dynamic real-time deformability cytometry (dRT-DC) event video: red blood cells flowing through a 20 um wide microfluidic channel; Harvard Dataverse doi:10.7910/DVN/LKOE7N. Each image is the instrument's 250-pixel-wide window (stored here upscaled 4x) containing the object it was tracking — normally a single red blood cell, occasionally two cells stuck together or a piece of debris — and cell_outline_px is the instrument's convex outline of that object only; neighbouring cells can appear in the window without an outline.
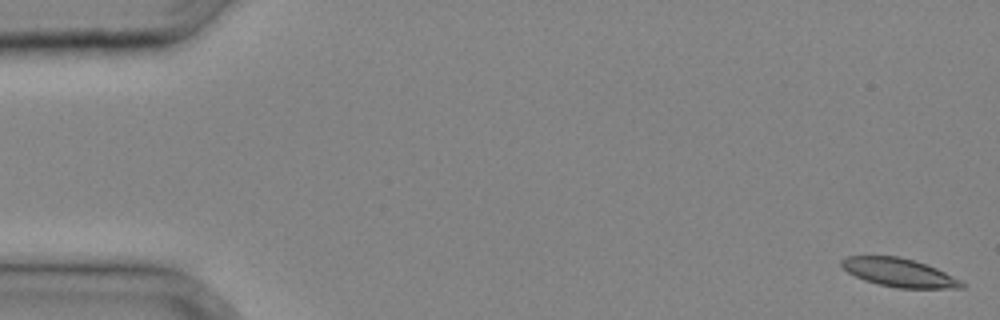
{"species": "common noctule bat (a hibernating species)", "species_latin": "Nyctalus noctula", "temperature_condition": "cold", "stored_images_in_passage": 34, "camera_frame_rate_fps": 3000, "um_per_image_px": 0.085, "animal": {"sex": "male", "body_mass_g": 20.4}, "frame": {"image": 1, "passage_image": 1, "time_ms": 0.0, "image_size_px": [1000, 320], "cell_outline_px": [[964, 288], [900, 288], [880, 284], [864, 280], [848, 272], [840, 264], [840, 260], [848, 256], [896, 256], [912, 260], [936, 268], [960, 280], [964, 284]], "centroid_in_image_um": [76.4, 23.17], "position_along_channel_um": 8.6, "area_um2": 19.54}}
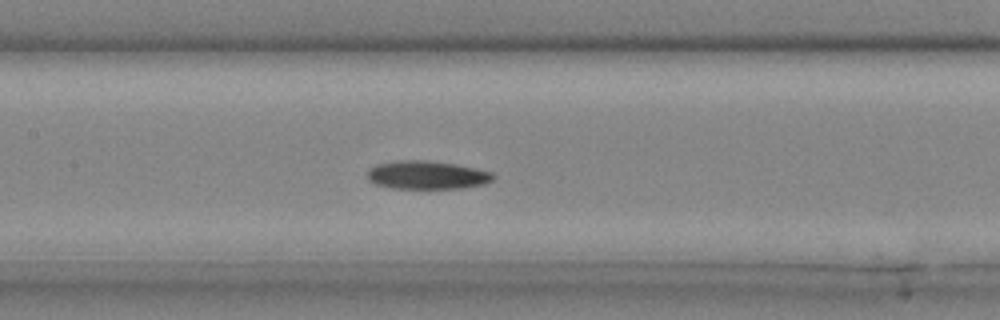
{"frame": {"image": 2, "passage_image": 17, "time_ms": 5.333, "image_size_px": [1000, 320], "cell_outline_px": [[496, 176], [492, 180], [484, 184], [460, 188], [392, 188], [376, 184], [368, 180], [368, 168], [376, 164], [396, 160], [428, 160], [456, 164], [476, 168], [492, 172]], "centroid_in_image_um": [36.28, 14.86], "position_along_channel_um": 171.1, "area_um2": 20.87}}
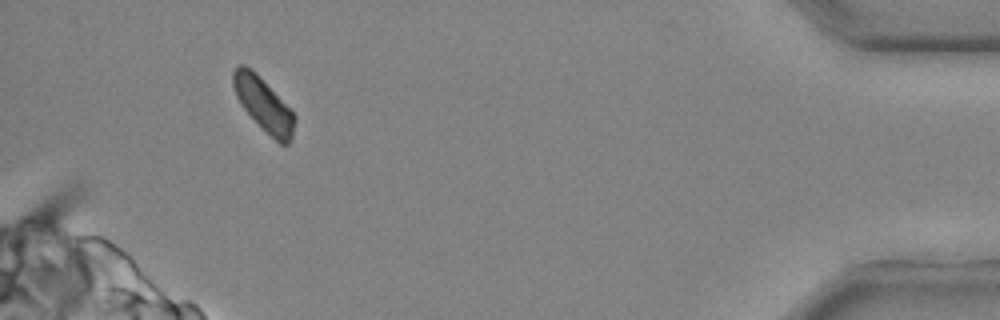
{"frame": {"image": 3, "passage_image": 33, "time_ms": 10.667, "image_size_px": [1000, 320], "cell_outline_px": [[296, 116], [292, 136], [288, 144], [280, 144], [240, 104], [236, 96], [232, 84], [232, 72], [240, 64], [244, 64], [256, 72]], "centroid_in_image_um": [22.38, 8.83], "position_along_channel_um": 412.8, "area_um2": 18.5}}